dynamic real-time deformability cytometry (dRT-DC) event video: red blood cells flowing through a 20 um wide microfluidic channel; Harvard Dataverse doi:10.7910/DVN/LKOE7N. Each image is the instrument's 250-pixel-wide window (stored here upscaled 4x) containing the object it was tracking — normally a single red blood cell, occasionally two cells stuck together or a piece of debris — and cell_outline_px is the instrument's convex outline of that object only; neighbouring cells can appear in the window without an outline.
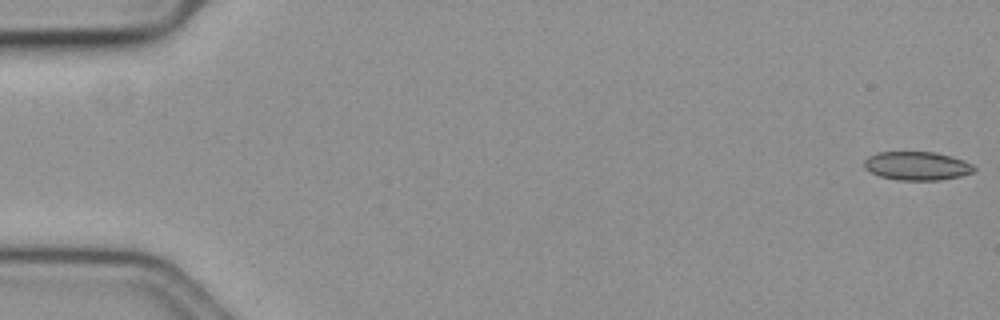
{"species": "common noctule bat (a hibernating species)", "species_latin": "Nyctalus noctula", "temperature_condition": "cold", "stored_images_in_passage": 12, "camera_frame_rate_fps": 3000, "um_per_image_px": 0.085, "animal": {"sex": "female", "body_mass_g": 19.3, "forearm_length_mm": 54.1}, "frame": {"image": 1, "passage_image": 1, "time_ms": 0.0, "image_size_px": [1000, 320], "cell_outline_px": [[976, 168], [972, 172], [960, 176], [940, 180], [896, 180], [880, 176], [864, 168], [864, 160], [868, 156], [876, 152], [936, 152], [952, 156], [964, 160], [972, 164]], "centroid_in_image_um": [77.94, 14.09], "position_along_channel_um": 7.1, "area_um2": 18.38}}